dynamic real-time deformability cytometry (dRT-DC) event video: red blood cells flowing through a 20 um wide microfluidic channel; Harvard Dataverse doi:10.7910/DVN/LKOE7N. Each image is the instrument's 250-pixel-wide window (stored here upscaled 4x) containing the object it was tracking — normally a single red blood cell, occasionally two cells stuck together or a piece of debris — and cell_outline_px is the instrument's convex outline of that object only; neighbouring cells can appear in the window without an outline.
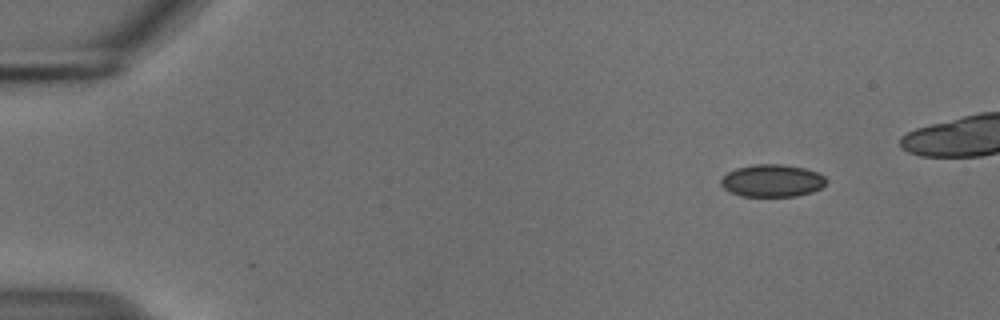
{"species": "common noctule bat (a hibernating species)", "species_latin": "Nyctalus noctula", "temperature_condition": "cold", "stored_images_in_passage": 45, "camera_frame_rate_fps": 3000, "um_per_image_px": 0.085, "animal": {"sex": "male", "body_mass_g": 18.8}, "frame": {"image": 1, "passage_image": 1, "time_ms": 0.0, "image_size_px": [1000, 320], "cell_outline_px": [[824, 184], [820, 188], [812, 192], [796, 196], [740, 196], [724, 188], [720, 184], [720, 180], [728, 172], [736, 168], [752, 164], [780, 164], [804, 168], [816, 172], [824, 176]], "centroid_in_image_um": [65.6, 15.35], "position_along_channel_um": 19.4, "area_um2": 19.71}}
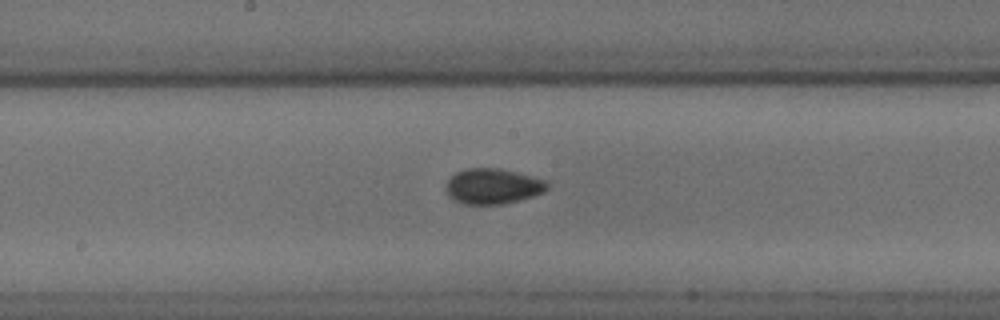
{"frame": {"image": 2, "passage_image": 24, "time_ms": 7.667, "image_size_px": [1000, 320], "cell_outline_px": [[548, 188], [544, 192], [532, 196], [500, 204], [464, 204], [448, 196], [444, 188], [444, 184], [456, 172], [464, 168], [500, 168], [532, 176], [544, 180], [548, 184]], "centroid_in_image_um": [41.84, 15.82], "position_along_channel_um": 206.4, "area_um2": 20.87}}
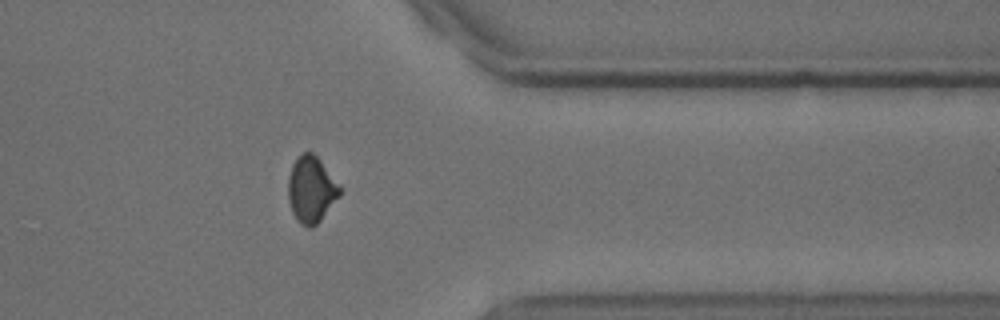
{"frame": {"image": 3, "passage_image": 39, "time_ms": 12.667, "image_size_px": [1000, 320], "cell_outline_px": [[340, 196], [320, 220], [312, 228], [308, 228], [300, 224], [296, 220], [292, 212], [288, 200], [288, 180], [292, 164], [304, 152], [312, 152], [320, 160], [340, 188]], "centroid_in_image_um": [26.43, 16.15], "position_along_channel_um": 385.0, "area_um2": 19.65}, "authors_computed_cell_mechanics": {"area_um2": 20.23, "velocity_mm_per_s": 3.7431, "shape_relaxation_time_tau1_ms": 4.8628, "shape_relaxation_time_tau2_ms": 1.9088, "deformation_change_tau1": 0.0684, "deformation_change_tau2": 0.0428}}